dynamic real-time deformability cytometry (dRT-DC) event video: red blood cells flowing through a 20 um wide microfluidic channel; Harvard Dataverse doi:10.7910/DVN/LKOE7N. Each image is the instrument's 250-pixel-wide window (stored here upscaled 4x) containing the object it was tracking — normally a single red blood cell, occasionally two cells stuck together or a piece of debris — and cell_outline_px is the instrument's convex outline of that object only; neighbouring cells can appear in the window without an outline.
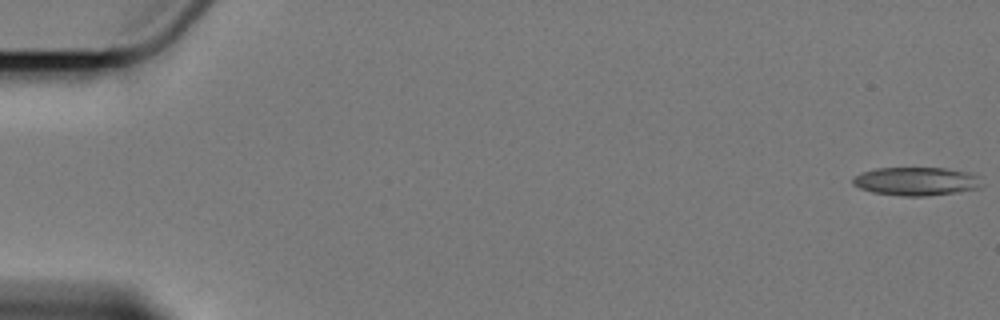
{"species": "Egyptian fruit bat (a non-hibernating species)", "species_latin": "Rousettus aegyptiacus", "temperature_condition": "cold", "stored_images_in_passage": 6, "camera_frame_rate_fps": 3000, "um_per_image_px": 0.085, "animal": {"sex": "female"}, "frame": {"image": 1, "passage_image": 1, "time_ms": 0.0, "image_size_px": [1000, 320], "cell_outline_px": [[984, 176], [980, 188], [924, 196], [900, 196], [872, 192], [860, 188], [852, 184], [852, 180], [860, 172], [876, 168], [948, 168], [972, 172]], "centroid_in_image_um": [77.93, 15.39], "position_along_channel_um": 7.1, "area_um2": 21.62}}